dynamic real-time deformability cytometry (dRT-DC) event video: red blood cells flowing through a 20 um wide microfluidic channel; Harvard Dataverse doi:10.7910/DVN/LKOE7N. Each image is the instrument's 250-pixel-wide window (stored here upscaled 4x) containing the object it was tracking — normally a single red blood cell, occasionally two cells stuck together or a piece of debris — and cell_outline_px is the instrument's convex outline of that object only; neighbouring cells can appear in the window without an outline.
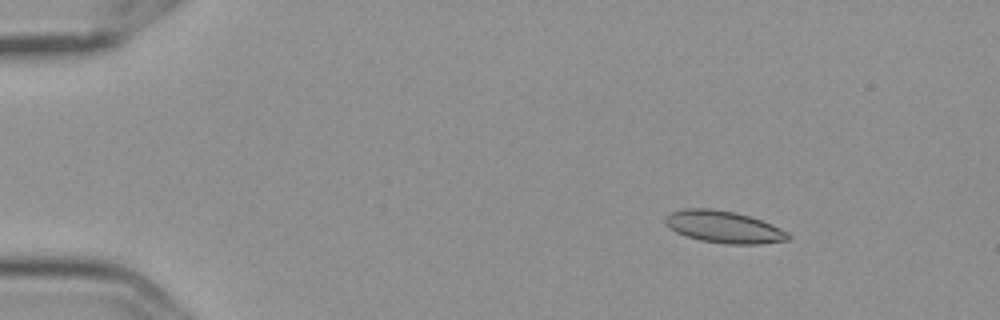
{"species": "Egyptian fruit bat (a non-hibernating species)", "species_latin": "Rousettus aegyptiacus", "temperature_condition": "cold", "stored_images_in_passage": 11, "camera_frame_rate_fps": 3000, "um_per_image_px": 0.085, "frame": {"image": 1, "passage_image": 2, "time_ms": 0.333, "image_size_px": [1000, 320], "cell_outline_px": [[792, 236], [788, 240], [760, 244], [724, 244], [700, 240], [676, 232], [664, 224], [664, 216], [672, 212], [684, 208], [708, 208], [736, 212], [772, 224], [788, 232]], "centroid_in_image_um": [61.51, 19.29], "position_along_channel_um": 23.5, "area_um2": 23.0}}
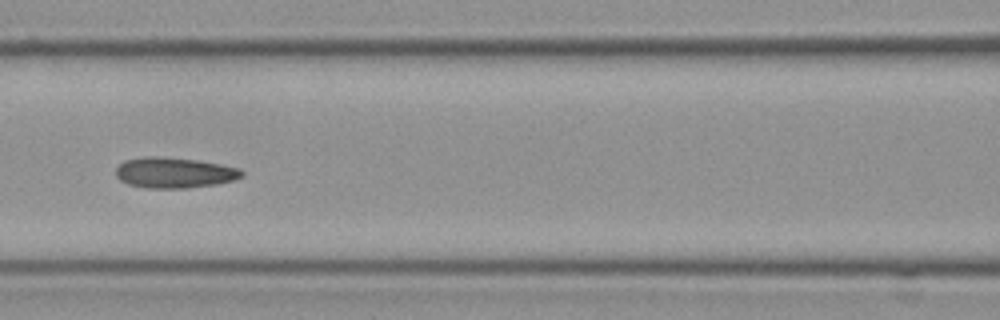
{"frame": {"image": 2, "passage_image": 7, "time_ms": 2.0, "image_size_px": [1000, 320], "cell_outline_px": [[244, 176], [232, 180], [216, 184], [188, 188], [144, 188], [128, 184], [120, 180], [116, 176], [116, 168], [124, 160], [148, 156], [152, 156], [196, 160], [220, 164], [240, 168], [244, 172]], "centroid_in_image_um": [14.81, 14.69], "position_along_channel_um": 151.8, "area_um2": 22.43}}
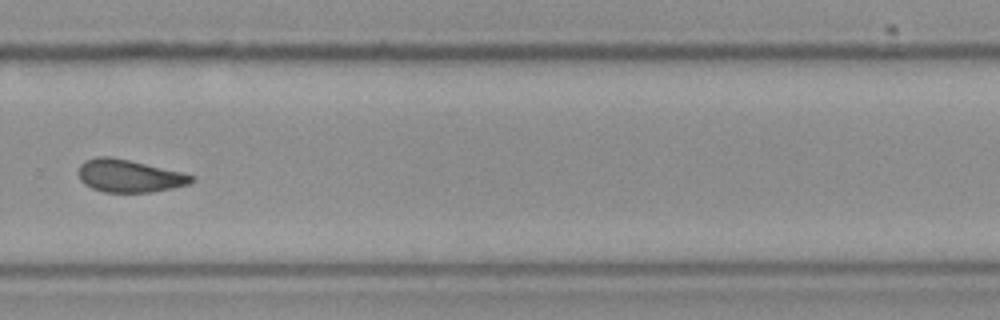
{"frame": {"image": 3, "passage_image": 11, "time_ms": 3.333, "image_size_px": [1000, 320], "cell_outline_px": [[192, 180], [188, 184], [172, 188], [152, 192], [104, 192], [92, 188], [84, 184], [80, 180], [80, 164], [84, 160], [96, 156], [112, 156], [184, 172], [192, 176]], "centroid_in_image_um": [10.96, 14.94], "position_along_channel_um": 318.8, "area_um2": 21.5}}